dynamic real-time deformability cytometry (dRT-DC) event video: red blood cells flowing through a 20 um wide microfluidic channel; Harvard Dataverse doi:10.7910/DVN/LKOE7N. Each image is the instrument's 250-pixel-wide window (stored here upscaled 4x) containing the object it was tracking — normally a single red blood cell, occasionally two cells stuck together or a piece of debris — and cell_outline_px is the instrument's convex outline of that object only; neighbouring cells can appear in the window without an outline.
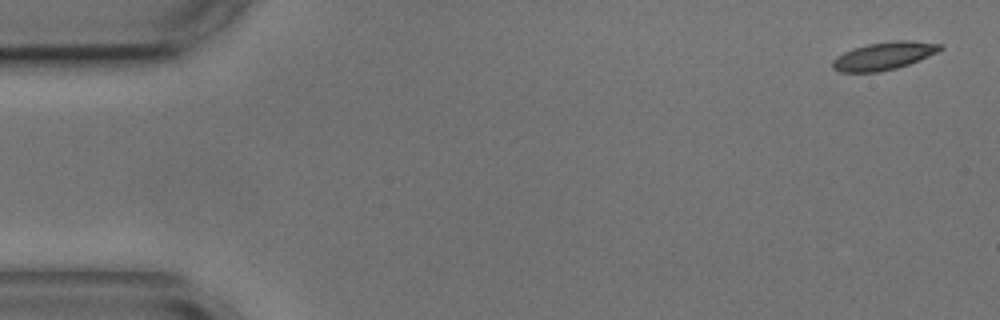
{"species": "common noctule bat (a hibernating species)", "species_latin": "Nyctalus noctula", "temperature_condition": "cold", "stored_images_in_passage": 5, "camera_frame_rate_fps": 3000, "um_per_image_px": 0.085, "animal": {"sex": "male", "body_mass_g": 17.9, "forearm_length_mm": 54.2}, "frame": {"image": 1, "passage_image": 1, "time_ms": 0.0, "image_size_px": [1000, 320], "cell_outline_px": [[944, 48], [928, 56], [908, 64], [896, 68], [876, 72], [840, 72], [832, 68], [832, 60], [836, 56], [852, 48], [868, 44], [892, 40], [912, 40], [944, 44]], "centroid_in_image_um": [75.12, 4.73], "position_along_channel_um": 9.9, "area_um2": 17.51}}